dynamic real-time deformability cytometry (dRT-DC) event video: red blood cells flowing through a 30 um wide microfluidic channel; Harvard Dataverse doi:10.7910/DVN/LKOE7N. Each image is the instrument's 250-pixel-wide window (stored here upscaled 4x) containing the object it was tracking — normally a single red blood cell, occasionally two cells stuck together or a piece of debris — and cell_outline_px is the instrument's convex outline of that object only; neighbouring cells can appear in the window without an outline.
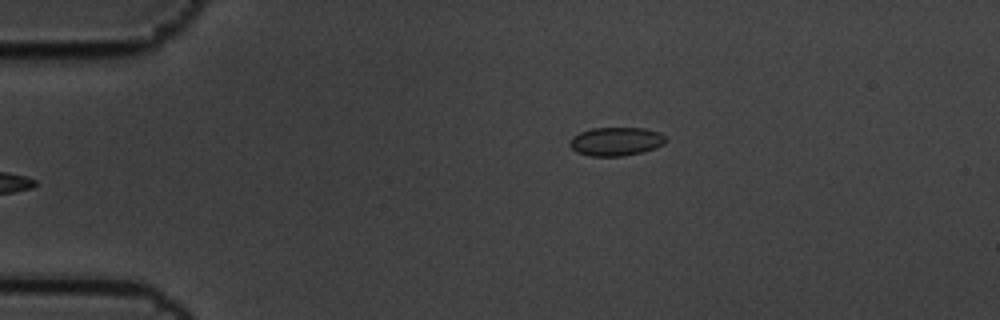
{"species": "common noctule bat (a hibernating species)", "species_latin": "Nyctalus noctula", "temperature_condition": "cold", "stored_images_in_passage": 6, "camera_frame_rate_fps": 3000, "um_per_image_px": 0.085, "animal": {"sex": "male", "body_mass_g": 19.5, "forearm_length_mm": 54.6}, "frame": {"image": 1, "passage_image": 6, "time_ms": 1.667, "image_size_px": [1000, 320], "cell_outline_px": [[664, 144], [656, 148], [624, 156], [588, 156], [576, 152], [568, 144], [572, 136], [580, 132], [592, 128], [644, 128], [660, 132], [664, 136]], "centroid_in_image_um": [52.32, 12.02], "position_along_channel_um": 32.7, "area_um2": 16.01}}